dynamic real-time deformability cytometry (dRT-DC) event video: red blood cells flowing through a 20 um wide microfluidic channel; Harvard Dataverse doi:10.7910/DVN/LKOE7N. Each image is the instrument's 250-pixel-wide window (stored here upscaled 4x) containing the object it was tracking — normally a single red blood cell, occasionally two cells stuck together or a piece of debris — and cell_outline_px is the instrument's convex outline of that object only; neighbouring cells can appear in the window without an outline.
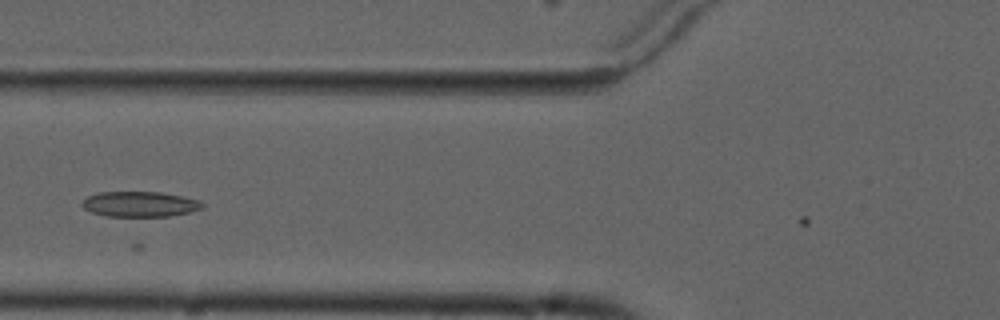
{"species": "common noctule bat (a hibernating species)", "species_latin": "Nyctalus noctula", "temperature_condition": "cold", "stored_images_in_passage": 5, "camera_frame_rate_fps": 3000, "um_per_image_px": 0.085, "animal": {"sex": "male", "forearm_length_mm": 52.5}, "frame": {"image": 1, "passage_image": 4, "time_ms": 3.333, "image_size_px": [1000, 320], "cell_outline_px": [[204, 208], [188, 212], [168, 216], [104, 216], [92, 212], [84, 208], [80, 204], [88, 196], [100, 192], [160, 192], [200, 200], [204, 204]], "centroid_in_image_um": [11.88, 17.35], "position_along_channel_um": 113.9, "area_um2": 17.63}}